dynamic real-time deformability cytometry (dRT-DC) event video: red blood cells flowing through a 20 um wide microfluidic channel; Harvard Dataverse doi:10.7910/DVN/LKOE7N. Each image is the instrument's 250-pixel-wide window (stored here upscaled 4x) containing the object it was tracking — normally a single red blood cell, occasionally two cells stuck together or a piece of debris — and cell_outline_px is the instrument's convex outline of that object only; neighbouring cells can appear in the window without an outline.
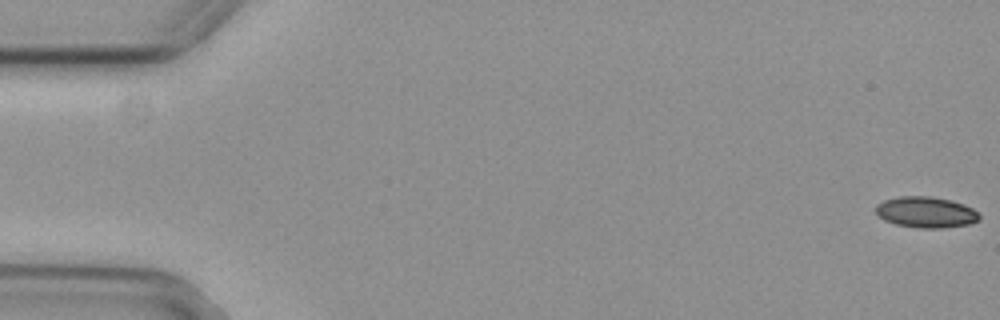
{"species": "common noctule bat (a hibernating species)", "species_latin": "Nyctalus noctula", "temperature_condition": "cold", "stored_images_in_passage": 20, "camera_frame_rate_fps": 3000, "um_per_image_px": 0.085, "animal": {"sex": "female", "body_mass_g": 29.2, "forearm_length_mm": 56.3}, "frame": {"image": 1, "passage_image": 1, "time_ms": 0.0, "image_size_px": [1000, 320], "cell_outline_px": [[980, 220], [968, 224], [944, 228], [920, 228], [896, 224], [884, 220], [876, 212], [876, 204], [884, 200], [900, 196], [932, 196], [952, 200], [964, 204], [972, 208], [980, 216]], "centroid_in_image_um": [78.71, 18.03], "position_along_channel_um": 6.3, "area_um2": 18.73}}
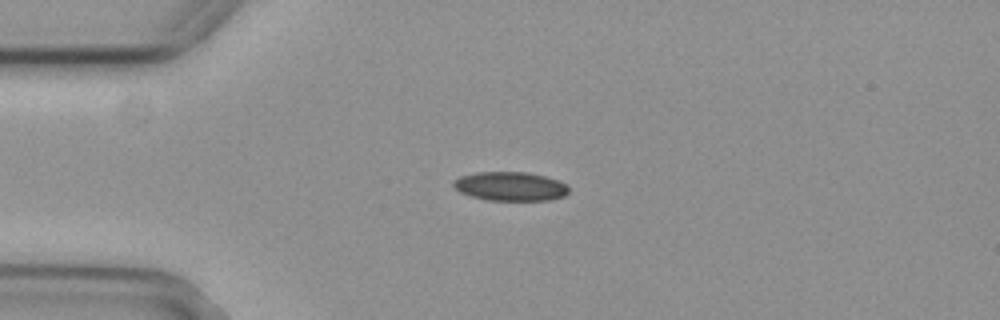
{"frame": {"image": 2, "passage_image": 14, "time_ms": 4.333, "image_size_px": [1000, 320], "cell_outline_px": [[568, 192], [564, 196], [552, 200], [488, 200], [472, 196], [460, 192], [452, 184], [452, 180], [460, 176], [476, 172], [528, 172], [544, 176], [556, 180], [564, 184], [568, 188]], "centroid_in_image_um": [43.35, 15.83], "position_along_channel_um": 41.7, "area_um2": 19.36}}
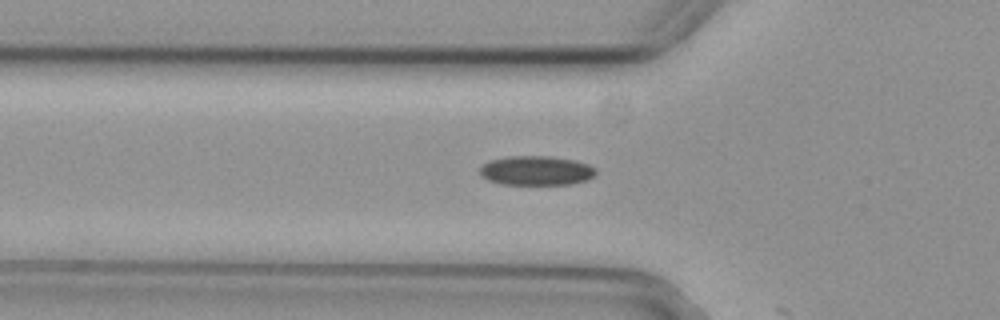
{"frame": {"image": 3, "passage_image": 19, "time_ms": 6.0, "image_size_px": [1000, 320], "cell_outline_px": [[596, 172], [588, 180], [572, 184], [500, 184], [488, 180], [480, 176], [480, 168], [484, 164], [492, 160], [508, 156], [548, 156], [572, 160], [588, 164], [596, 168]], "centroid_in_image_um": [45.58, 14.51], "position_along_channel_um": 80.2, "area_um2": 19.77}}